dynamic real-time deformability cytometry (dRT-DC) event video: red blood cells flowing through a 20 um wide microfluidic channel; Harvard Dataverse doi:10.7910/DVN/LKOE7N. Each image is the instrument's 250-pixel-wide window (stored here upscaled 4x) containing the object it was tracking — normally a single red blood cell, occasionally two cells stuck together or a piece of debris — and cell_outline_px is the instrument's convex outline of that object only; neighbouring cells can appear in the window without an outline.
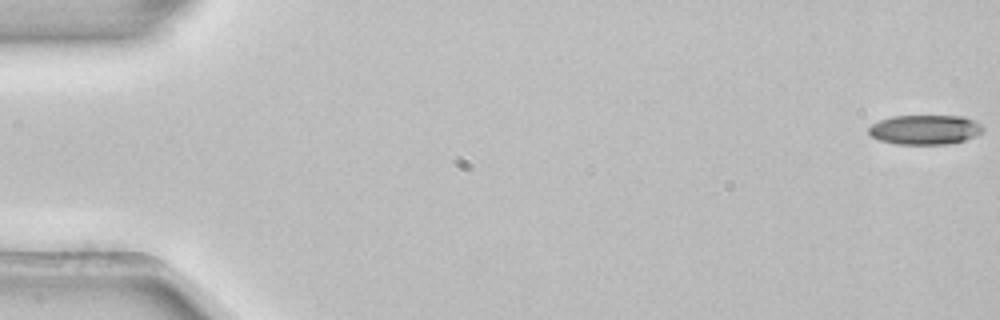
{"species": "common noctule bat (a hibernating species)", "species_latin": "Nyctalus noctula", "temperature_condition": "room temperature", "stored_images_in_passage": 54, "camera_frame_rate_fps": 3000, "um_per_image_px": 0.085, "animal": {"sex": "female", "body_mass_g": 22.7, "forearm_length_mm": 54.2}, "frame": {"image": 1, "passage_image": 1, "time_ms": 0.0, "image_size_px": [1000, 320], "cell_outline_px": [[984, 132], [976, 136], [964, 140], [948, 144], [896, 144], [880, 140], [872, 136], [868, 132], [868, 128], [872, 124], [880, 120], [892, 116], [964, 116], [980, 124], [984, 128]], "centroid_in_image_um": [78.64, 11.02], "position_along_channel_um": 6.4, "area_um2": 19.71}}
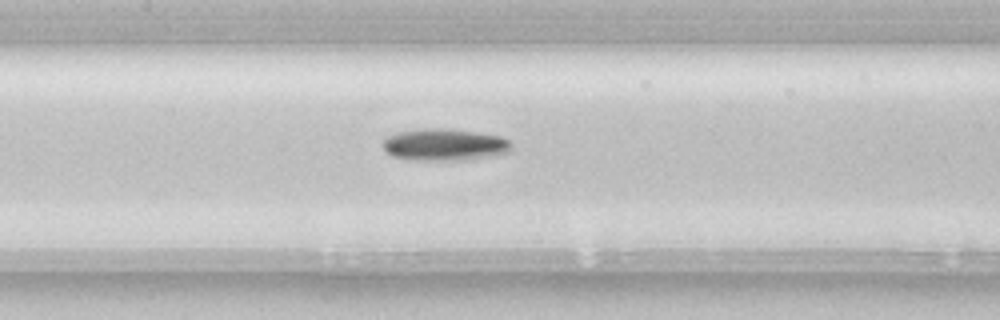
{"frame": {"image": 2, "passage_image": 26, "time_ms": 8.333, "image_size_px": [1000, 320], "cell_outline_px": [[512, 152], [492, 156], [464, 160], [412, 160], [392, 156], [384, 152], [380, 144], [388, 136], [396, 132], [424, 128], [440, 128], [472, 132], [500, 136], [508, 140], [512, 144]], "centroid_in_image_um": [37.75, 12.31], "position_along_channel_um": 169.7, "area_um2": 24.16}}
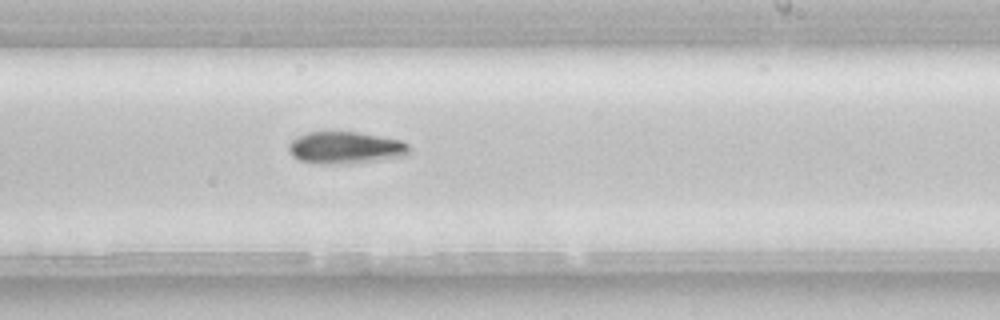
{"frame": {"image": 3, "passage_image": 33, "time_ms": 10.667, "image_size_px": [1000, 320], "cell_outline_px": [[408, 156], [352, 164], [316, 164], [300, 160], [292, 156], [288, 148], [288, 144], [296, 136], [308, 132], [356, 132], [400, 140], [408, 144]], "centroid_in_image_um": [29.34, 12.57], "position_along_channel_um": 259.7, "area_um2": 22.72}, "authors_computed_cell_mechanics": {"area_um2": 21.0681, "velocity_mm_per_s": 3.8759, "shape_relaxation_time_tau1_ms": 4.7766, "shape_relaxation_time_tau2_ms": null, "deformation_change_tau1": 0.1222, "deformation_change_tau2": null}}